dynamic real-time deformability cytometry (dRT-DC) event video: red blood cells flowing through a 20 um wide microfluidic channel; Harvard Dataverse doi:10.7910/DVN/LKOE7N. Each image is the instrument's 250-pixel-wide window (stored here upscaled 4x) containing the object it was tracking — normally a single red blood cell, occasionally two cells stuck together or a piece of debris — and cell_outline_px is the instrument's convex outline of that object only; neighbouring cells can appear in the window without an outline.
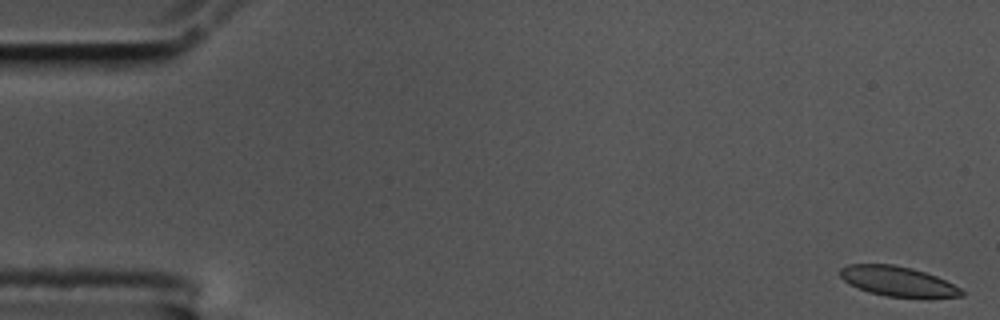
{"species": "common noctule bat (a hibernating species)", "species_latin": "Nyctalus noctula", "temperature_condition": "cold", "stored_images_in_passage": 58, "camera_frame_rate_fps": 3000, "um_per_image_px": 0.085, "animal": {"sex": "male", "body_mass_g": 17.5, "forearm_length_mm": 52.3}, "frame": {"image": 1, "passage_image": 1, "time_ms": 0.0, "image_size_px": [1000, 320], "cell_outline_px": [[964, 296], [888, 296], [868, 292], [848, 284], [840, 276], [840, 268], [848, 264], [896, 264], [912, 268], [936, 276], [960, 288], [964, 292]], "centroid_in_image_um": [76.24, 23.88], "position_along_channel_um": 8.8, "area_um2": 20.69}}
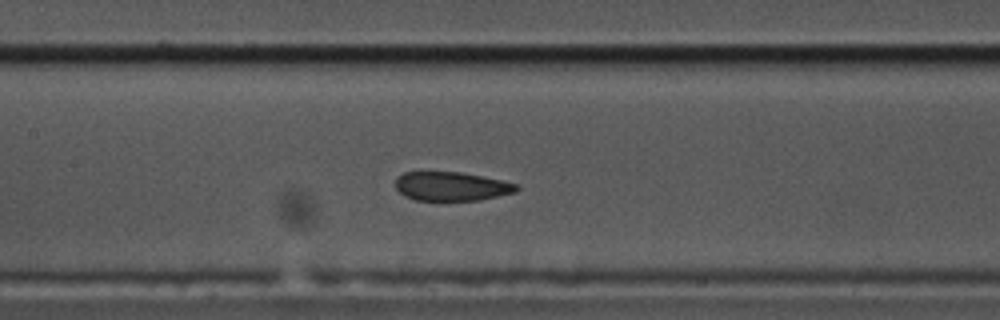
{"frame": {"image": 2, "passage_image": 27, "time_ms": 8.667, "image_size_px": [1000, 320], "cell_outline_px": [[520, 188], [516, 192], [476, 200], [416, 200], [404, 196], [396, 188], [396, 176], [404, 172], [460, 172], [500, 180], [516, 184]], "centroid_in_image_um": [38.33, 15.83], "position_along_channel_um": 169.1, "area_um2": 20.17}}
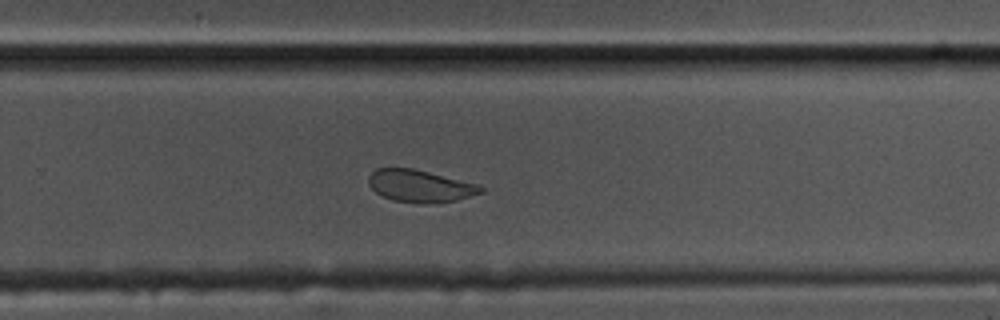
{"frame": {"image": 3, "passage_image": 38, "time_ms": 12.333, "image_size_px": [1000, 320], "cell_outline_px": [[484, 192], [456, 200], [420, 204], [392, 200], [376, 192], [368, 184], [368, 176], [376, 168], [412, 168], [480, 184], [484, 188]], "centroid_in_image_um": [35.71, 15.8], "position_along_channel_um": 294.1, "area_um2": 21.1}, "authors_computed_cell_mechanics": {"area_um2": 22.2241, "velocity_mm_per_s": 3.4184, "shape_relaxation_time_tau1_ms": 8.0231, "shape_relaxation_time_tau2_ms": 0.7599, "deformation_change_tau1": 0.13, "deformation_change_tau2": 0.0507}}